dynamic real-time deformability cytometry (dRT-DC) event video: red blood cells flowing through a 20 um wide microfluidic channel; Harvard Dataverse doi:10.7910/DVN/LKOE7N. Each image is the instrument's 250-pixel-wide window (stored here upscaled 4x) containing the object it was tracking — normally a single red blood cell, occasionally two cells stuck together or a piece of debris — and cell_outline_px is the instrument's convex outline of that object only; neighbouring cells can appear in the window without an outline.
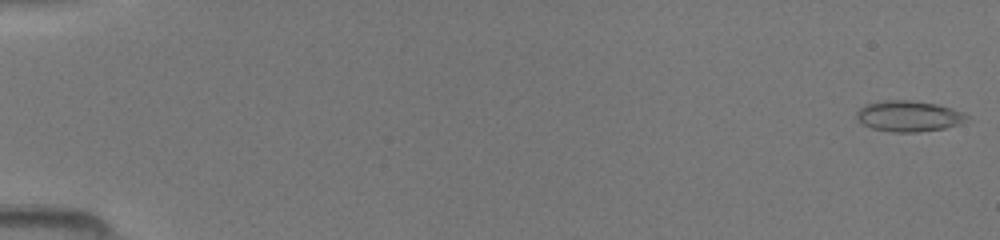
{"species": "common noctule bat (a hibernating species)", "species_latin": "Nyctalus noctula", "temperature_condition": "room temperature", "stored_images_in_passage": 49, "camera_frame_rate_fps": 3000, "um_per_image_px": 0.085, "animal": {"sex": "female", "body_mass_g": 19.5, "forearm_length_mm": 54.1}, "frame": {"image": 1, "passage_image": 1, "time_ms": 0.0, "image_size_px": [1000, 240], "cell_outline_px": [[968, 116], [956, 124], [944, 128], [916, 132], [892, 132], [872, 128], [864, 124], [856, 116], [856, 112], [860, 108], [868, 104], [888, 100], [908, 100], [936, 104], [952, 108]], "centroid_in_image_um": [77.19, 9.87], "position_along_channel_um": 7.8, "area_um2": 19.19}}
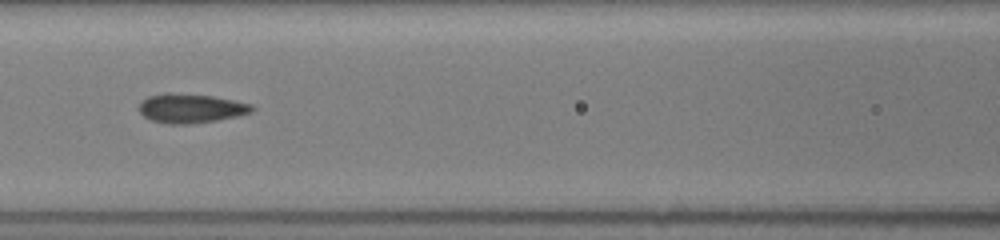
{"frame": {"image": 2, "passage_image": 23, "time_ms": 7.333, "image_size_px": [1000, 240], "cell_outline_px": [[256, 108], [252, 112], [236, 116], [216, 120], [192, 124], [168, 124], [152, 120], [144, 116], [140, 112], [140, 104], [148, 96], [164, 92], [172, 92], [212, 96], [252, 104]], "centroid_in_image_um": [16.23, 9.2], "position_along_channel_um": 150.4, "area_um2": 19.19}}
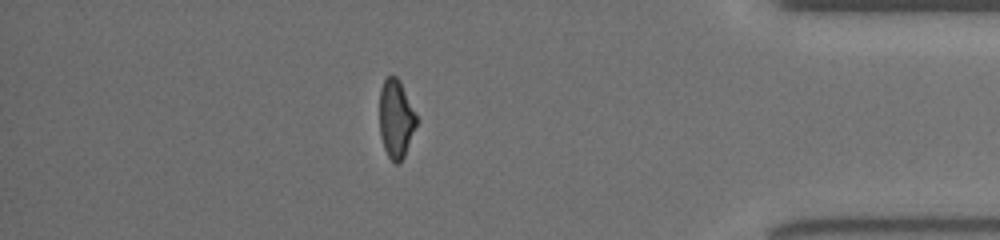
{"frame": {"image": 3, "passage_image": 43, "time_ms": 14.0, "image_size_px": [1000, 240], "cell_outline_px": [[416, 124], [404, 156], [396, 164], [388, 156], [384, 148], [380, 136], [380, 88], [384, 80], [388, 76], [396, 76], [400, 80], [416, 116]], "centroid_in_image_um": [33.63, 10.08], "position_along_channel_um": 401.6, "area_um2": 16.47}}